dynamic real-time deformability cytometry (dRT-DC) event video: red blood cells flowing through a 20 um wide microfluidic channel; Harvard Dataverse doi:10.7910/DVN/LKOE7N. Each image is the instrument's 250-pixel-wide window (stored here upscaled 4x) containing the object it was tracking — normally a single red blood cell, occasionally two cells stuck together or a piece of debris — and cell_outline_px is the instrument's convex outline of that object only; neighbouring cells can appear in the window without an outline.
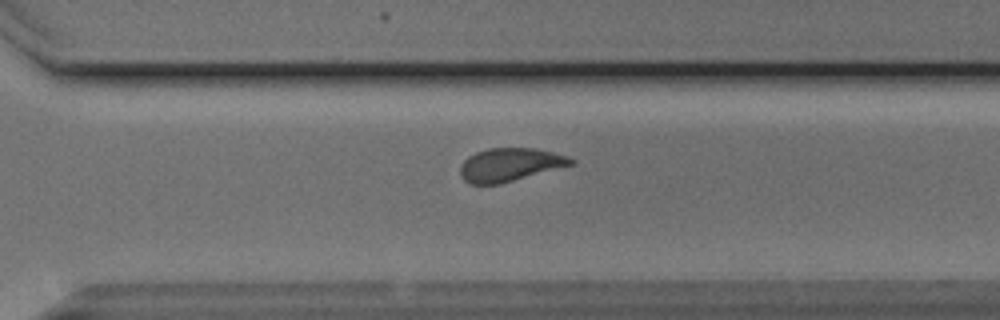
{"species": "Egyptian fruit bat (a non-hibernating species)", "species_latin": "Rousettus aegyptiacus", "temperature_condition": "cold", "stored_images_in_passage": 9, "camera_frame_rate_fps": 3000, "um_per_image_px": 0.085, "animal": {"sex": "male"}, "frame": {"image": 1, "passage_image": 9, "time_ms": 2.667, "image_size_px": [1000, 320], "cell_outline_px": [[576, 164], [500, 184], [468, 184], [460, 176], [460, 164], [468, 156], [476, 152], [488, 148], [536, 148], [568, 156], [576, 160]], "centroid_in_image_um": [43.35, 14.0], "position_along_channel_um": 327.2, "area_um2": 21.73}}